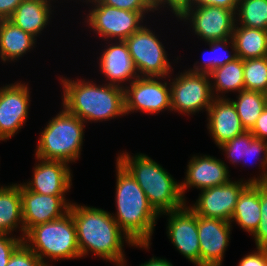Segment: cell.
Returning a JSON list of instances; mask_svg holds the SVG:
<instances>
[{
	"instance_id": "8992f818",
	"label": "cell",
	"mask_w": 267,
	"mask_h": 266,
	"mask_svg": "<svg viewBox=\"0 0 267 266\" xmlns=\"http://www.w3.org/2000/svg\"><path fill=\"white\" fill-rule=\"evenodd\" d=\"M23 242L45 266H52L47 260L81 259L76 227L70 212L59 219L32 227Z\"/></svg>"
},
{
	"instance_id": "60d3db41",
	"label": "cell",
	"mask_w": 267,
	"mask_h": 266,
	"mask_svg": "<svg viewBox=\"0 0 267 266\" xmlns=\"http://www.w3.org/2000/svg\"><path fill=\"white\" fill-rule=\"evenodd\" d=\"M139 266H173V264L166 258L153 256L148 261H145V263L139 264Z\"/></svg>"
},
{
	"instance_id": "f35d334b",
	"label": "cell",
	"mask_w": 267,
	"mask_h": 266,
	"mask_svg": "<svg viewBox=\"0 0 267 266\" xmlns=\"http://www.w3.org/2000/svg\"><path fill=\"white\" fill-rule=\"evenodd\" d=\"M249 131L255 138L267 142V106L263 109L261 115L257 118L255 124Z\"/></svg>"
},
{
	"instance_id": "83f0119b",
	"label": "cell",
	"mask_w": 267,
	"mask_h": 266,
	"mask_svg": "<svg viewBox=\"0 0 267 266\" xmlns=\"http://www.w3.org/2000/svg\"><path fill=\"white\" fill-rule=\"evenodd\" d=\"M206 45L209 46V49L202 53V62L196 61L193 67L187 70L193 73L210 74L214 69L238 58L232 38L214 40L207 42ZM205 55H208L209 58Z\"/></svg>"
},
{
	"instance_id": "8fae6325",
	"label": "cell",
	"mask_w": 267,
	"mask_h": 266,
	"mask_svg": "<svg viewBox=\"0 0 267 266\" xmlns=\"http://www.w3.org/2000/svg\"><path fill=\"white\" fill-rule=\"evenodd\" d=\"M177 20L189 24L194 35L205 44L214 40L232 38L236 23L235 12L222 7H188ZM187 22V23H185Z\"/></svg>"
},
{
	"instance_id": "d6a6232c",
	"label": "cell",
	"mask_w": 267,
	"mask_h": 266,
	"mask_svg": "<svg viewBox=\"0 0 267 266\" xmlns=\"http://www.w3.org/2000/svg\"><path fill=\"white\" fill-rule=\"evenodd\" d=\"M6 266H45L40 258L23 242L11 255Z\"/></svg>"
},
{
	"instance_id": "1f68e13d",
	"label": "cell",
	"mask_w": 267,
	"mask_h": 266,
	"mask_svg": "<svg viewBox=\"0 0 267 266\" xmlns=\"http://www.w3.org/2000/svg\"><path fill=\"white\" fill-rule=\"evenodd\" d=\"M260 210L259 226L251 236L254 237L256 248L267 249V183H260Z\"/></svg>"
},
{
	"instance_id": "f1b7e54d",
	"label": "cell",
	"mask_w": 267,
	"mask_h": 266,
	"mask_svg": "<svg viewBox=\"0 0 267 266\" xmlns=\"http://www.w3.org/2000/svg\"><path fill=\"white\" fill-rule=\"evenodd\" d=\"M235 105L242 126L249 131L267 106V94L258 91L242 90L236 99L229 98Z\"/></svg>"
},
{
	"instance_id": "6da1fadb",
	"label": "cell",
	"mask_w": 267,
	"mask_h": 266,
	"mask_svg": "<svg viewBox=\"0 0 267 266\" xmlns=\"http://www.w3.org/2000/svg\"><path fill=\"white\" fill-rule=\"evenodd\" d=\"M69 212L76 227L81 258L92 253L106 262L124 260V242L130 247L150 249L152 243H133L107 210L73 202Z\"/></svg>"
},
{
	"instance_id": "ba28073f",
	"label": "cell",
	"mask_w": 267,
	"mask_h": 266,
	"mask_svg": "<svg viewBox=\"0 0 267 266\" xmlns=\"http://www.w3.org/2000/svg\"><path fill=\"white\" fill-rule=\"evenodd\" d=\"M173 76H168L171 112H178L180 115L187 116L195 115L201 111L207 113L214 100L210 75L184 70Z\"/></svg>"
},
{
	"instance_id": "4316f807",
	"label": "cell",
	"mask_w": 267,
	"mask_h": 266,
	"mask_svg": "<svg viewBox=\"0 0 267 266\" xmlns=\"http://www.w3.org/2000/svg\"><path fill=\"white\" fill-rule=\"evenodd\" d=\"M237 56L243 60L267 56V31L235 24L232 33Z\"/></svg>"
},
{
	"instance_id": "30bf717a",
	"label": "cell",
	"mask_w": 267,
	"mask_h": 266,
	"mask_svg": "<svg viewBox=\"0 0 267 266\" xmlns=\"http://www.w3.org/2000/svg\"><path fill=\"white\" fill-rule=\"evenodd\" d=\"M168 77H138L124 88L125 112L154 115L171 112ZM163 81V82H162Z\"/></svg>"
},
{
	"instance_id": "ab89813d",
	"label": "cell",
	"mask_w": 267,
	"mask_h": 266,
	"mask_svg": "<svg viewBox=\"0 0 267 266\" xmlns=\"http://www.w3.org/2000/svg\"><path fill=\"white\" fill-rule=\"evenodd\" d=\"M23 0H0V20L9 19Z\"/></svg>"
},
{
	"instance_id": "b9f144b4",
	"label": "cell",
	"mask_w": 267,
	"mask_h": 266,
	"mask_svg": "<svg viewBox=\"0 0 267 266\" xmlns=\"http://www.w3.org/2000/svg\"><path fill=\"white\" fill-rule=\"evenodd\" d=\"M113 264L115 263L116 266H126L127 265V259L125 260H120V261H115L112 262Z\"/></svg>"
},
{
	"instance_id": "cb8c5ba5",
	"label": "cell",
	"mask_w": 267,
	"mask_h": 266,
	"mask_svg": "<svg viewBox=\"0 0 267 266\" xmlns=\"http://www.w3.org/2000/svg\"><path fill=\"white\" fill-rule=\"evenodd\" d=\"M17 229L24 239L21 183H12L0 188V234L13 235Z\"/></svg>"
},
{
	"instance_id": "8d00e7d4",
	"label": "cell",
	"mask_w": 267,
	"mask_h": 266,
	"mask_svg": "<svg viewBox=\"0 0 267 266\" xmlns=\"http://www.w3.org/2000/svg\"><path fill=\"white\" fill-rule=\"evenodd\" d=\"M256 249L241 258L237 266H267V249L258 247Z\"/></svg>"
},
{
	"instance_id": "ac0fdd59",
	"label": "cell",
	"mask_w": 267,
	"mask_h": 266,
	"mask_svg": "<svg viewBox=\"0 0 267 266\" xmlns=\"http://www.w3.org/2000/svg\"><path fill=\"white\" fill-rule=\"evenodd\" d=\"M229 173V167L220 158L206 154L193 155L188 161L185 178L181 181L184 199H187L185 192L187 189L189 191V188L204 190L229 182L231 180Z\"/></svg>"
},
{
	"instance_id": "484cf974",
	"label": "cell",
	"mask_w": 267,
	"mask_h": 266,
	"mask_svg": "<svg viewBox=\"0 0 267 266\" xmlns=\"http://www.w3.org/2000/svg\"><path fill=\"white\" fill-rule=\"evenodd\" d=\"M243 69L244 60L239 57L214 69L209 74L214 98H229L225 95L226 93L238 94L245 90Z\"/></svg>"
},
{
	"instance_id": "9a60e30c",
	"label": "cell",
	"mask_w": 267,
	"mask_h": 266,
	"mask_svg": "<svg viewBox=\"0 0 267 266\" xmlns=\"http://www.w3.org/2000/svg\"><path fill=\"white\" fill-rule=\"evenodd\" d=\"M22 216L25 234L34 226L61 218L73 202L65 196H52L30 191L21 183Z\"/></svg>"
},
{
	"instance_id": "5bb4252c",
	"label": "cell",
	"mask_w": 267,
	"mask_h": 266,
	"mask_svg": "<svg viewBox=\"0 0 267 266\" xmlns=\"http://www.w3.org/2000/svg\"><path fill=\"white\" fill-rule=\"evenodd\" d=\"M167 217V236L175 249L190 263L200 266V245L197 228V215L188 207V203L178 210L160 214Z\"/></svg>"
},
{
	"instance_id": "d4e9b609",
	"label": "cell",
	"mask_w": 267,
	"mask_h": 266,
	"mask_svg": "<svg viewBox=\"0 0 267 266\" xmlns=\"http://www.w3.org/2000/svg\"><path fill=\"white\" fill-rule=\"evenodd\" d=\"M260 219V183H250L240 194L230 223H236L244 232L252 235Z\"/></svg>"
},
{
	"instance_id": "7c38bea8",
	"label": "cell",
	"mask_w": 267,
	"mask_h": 266,
	"mask_svg": "<svg viewBox=\"0 0 267 266\" xmlns=\"http://www.w3.org/2000/svg\"><path fill=\"white\" fill-rule=\"evenodd\" d=\"M28 85L17 81L0 87V141L14 137L27 122L31 104Z\"/></svg>"
},
{
	"instance_id": "603a6c76",
	"label": "cell",
	"mask_w": 267,
	"mask_h": 266,
	"mask_svg": "<svg viewBox=\"0 0 267 266\" xmlns=\"http://www.w3.org/2000/svg\"><path fill=\"white\" fill-rule=\"evenodd\" d=\"M37 38L24 32L9 19L0 20V60L16 62L35 48Z\"/></svg>"
},
{
	"instance_id": "74e56055",
	"label": "cell",
	"mask_w": 267,
	"mask_h": 266,
	"mask_svg": "<svg viewBox=\"0 0 267 266\" xmlns=\"http://www.w3.org/2000/svg\"><path fill=\"white\" fill-rule=\"evenodd\" d=\"M238 2L239 0H188V7L207 5L226 8L236 13Z\"/></svg>"
},
{
	"instance_id": "e0dca14e",
	"label": "cell",
	"mask_w": 267,
	"mask_h": 266,
	"mask_svg": "<svg viewBox=\"0 0 267 266\" xmlns=\"http://www.w3.org/2000/svg\"><path fill=\"white\" fill-rule=\"evenodd\" d=\"M32 179L23 184L35 193L66 196L72 186L73 175L68 163L36 157Z\"/></svg>"
},
{
	"instance_id": "2e32d148",
	"label": "cell",
	"mask_w": 267,
	"mask_h": 266,
	"mask_svg": "<svg viewBox=\"0 0 267 266\" xmlns=\"http://www.w3.org/2000/svg\"><path fill=\"white\" fill-rule=\"evenodd\" d=\"M232 224L218 218L197 215L200 266H222L231 240Z\"/></svg>"
},
{
	"instance_id": "7a4b0ae2",
	"label": "cell",
	"mask_w": 267,
	"mask_h": 266,
	"mask_svg": "<svg viewBox=\"0 0 267 266\" xmlns=\"http://www.w3.org/2000/svg\"><path fill=\"white\" fill-rule=\"evenodd\" d=\"M62 106L85 123L109 121L125 116L124 88L89 79L60 77ZM87 80V81H86Z\"/></svg>"
},
{
	"instance_id": "4dcf8cb0",
	"label": "cell",
	"mask_w": 267,
	"mask_h": 266,
	"mask_svg": "<svg viewBox=\"0 0 267 266\" xmlns=\"http://www.w3.org/2000/svg\"><path fill=\"white\" fill-rule=\"evenodd\" d=\"M245 90L267 94V56L244 60Z\"/></svg>"
},
{
	"instance_id": "836d02e7",
	"label": "cell",
	"mask_w": 267,
	"mask_h": 266,
	"mask_svg": "<svg viewBox=\"0 0 267 266\" xmlns=\"http://www.w3.org/2000/svg\"><path fill=\"white\" fill-rule=\"evenodd\" d=\"M23 243L16 235L0 234V266H6L13 252Z\"/></svg>"
},
{
	"instance_id": "f546056e",
	"label": "cell",
	"mask_w": 267,
	"mask_h": 266,
	"mask_svg": "<svg viewBox=\"0 0 267 266\" xmlns=\"http://www.w3.org/2000/svg\"><path fill=\"white\" fill-rule=\"evenodd\" d=\"M236 23L267 31V0H239Z\"/></svg>"
},
{
	"instance_id": "d590c367",
	"label": "cell",
	"mask_w": 267,
	"mask_h": 266,
	"mask_svg": "<svg viewBox=\"0 0 267 266\" xmlns=\"http://www.w3.org/2000/svg\"><path fill=\"white\" fill-rule=\"evenodd\" d=\"M151 2L154 12L160 13L162 7H167L177 18L188 8V0H151Z\"/></svg>"
},
{
	"instance_id": "44dd1931",
	"label": "cell",
	"mask_w": 267,
	"mask_h": 266,
	"mask_svg": "<svg viewBox=\"0 0 267 266\" xmlns=\"http://www.w3.org/2000/svg\"><path fill=\"white\" fill-rule=\"evenodd\" d=\"M206 115L207 130L218 147L246 131L229 98H214Z\"/></svg>"
},
{
	"instance_id": "e575fe53",
	"label": "cell",
	"mask_w": 267,
	"mask_h": 266,
	"mask_svg": "<svg viewBox=\"0 0 267 266\" xmlns=\"http://www.w3.org/2000/svg\"><path fill=\"white\" fill-rule=\"evenodd\" d=\"M101 4L128 11H154L151 0H98Z\"/></svg>"
},
{
	"instance_id": "5b68a950",
	"label": "cell",
	"mask_w": 267,
	"mask_h": 266,
	"mask_svg": "<svg viewBox=\"0 0 267 266\" xmlns=\"http://www.w3.org/2000/svg\"><path fill=\"white\" fill-rule=\"evenodd\" d=\"M39 133L35 157L76 163L83 146L86 123L62 107Z\"/></svg>"
},
{
	"instance_id": "4fadbf2b",
	"label": "cell",
	"mask_w": 267,
	"mask_h": 266,
	"mask_svg": "<svg viewBox=\"0 0 267 266\" xmlns=\"http://www.w3.org/2000/svg\"><path fill=\"white\" fill-rule=\"evenodd\" d=\"M250 184L247 180H231L220 186L201 190L193 205L188 207L198 216L218 218L230 222L242 191Z\"/></svg>"
},
{
	"instance_id": "3957f363",
	"label": "cell",
	"mask_w": 267,
	"mask_h": 266,
	"mask_svg": "<svg viewBox=\"0 0 267 266\" xmlns=\"http://www.w3.org/2000/svg\"><path fill=\"white\" fill-rule=\"evenodd\" d=\"M116 213L112 217L133 243H151L160 215L129 171L116 159Z\"/></svg>"
},
{
	"instance_id": "7402d4cb",
	"label": "cell",
	"mask_w": 267,
	"mask_h": 266,
	"mask_svg": "<svg viewBox=\"0 0 267 266\" xmlns=\"http://www.w3.org/2000/svg\"><path fill=\"white\" fill-rule=\"evenodd\" d=\"M56 1L58 0H23L9 20L24 32L37 38L51 22V15H54L52 6Z\"/></svg>"
},
{
	"instance_id": "52a82bcc",
	"label": "cell",
	"mask_w": 267,
	"mask_h": 266,
	"mask_svg": "<svg viewBox=\"0 0 267 266\" xmlns=\"http://www.w3.org/2000/svg\"><path fill=\"white\" fill-rule=\"evenodd\" d=\"M84 2L90 7L83 23L104 41H125L145 25L146 14L154 13V11L123 10L101 4L98 0H83Z\"/></svg>"
},
{
	"instance_id": "d6986e66",
	"label": "cell",
	"mask_w": 267,
	"mask_h": 266,
	"mask_svg": "<svg viewBox=\"0 0 267 266\" xmlns=\"http://www.w3.org/2000/svg\"><path fill=\"white\" fill-rule=\"evenodd\" d=\"M107 42V46L101 50L99 58L97 57L100 74L106 78L107 84L125 88L140 77L139 73L125 41Z\"/></svg>"
},
{
	"instance_id": "ffe728a7",
	"label": "cell",
	"mask_w": 267,
	"mask_h": 266,
	"mask_svg": "<svg viewBox=\"0 0 267 266\" xmlns=\"http://www.w3.org/2000/svg\"><path fill=\"white\" fill-rule=\"evenodd\" d=\"M225 153L226 159L237 166L239 163L247 165V162L258 159L259 169L262 171L257 177L247 179L250 183H267V142L255 138L250 131L235 136L232 140L218 147ZM253 158V159H252ZM247 161V162H246ZM248 162V163H249ZM254 164V162H253Z\"/></svg>"
},
{
	"instance_id": "277c9868",
	"label": "cell",
	"mask_w": 267,
	"mask_h": 266,
	"mask_svg": "<svg viewBox=\"0 0 267 266\" xmlns=\"http://www.w3.org/2000/svg\"><path fill=\"white\" fill-rule=\"evenodd\" d=\"M116 159L131 173L144 191L149 204L160 215L178 210L187 204L181 192V182L145 153L130 155L122 151Z\"/></svg>"
},
{
	"instance_id": "9c48e42d",
	"label": "cell",
	"mask_w": 267,
	"mask_h": 266,
	"mask_svg": "<svg viewBox=\"0 0 267 266\" xmlns=\"http://www.w3.org/2000/svg\"><path fill=\"white\" fill-rule=\"evenodd\" d=\"M145 25L125 42L140 77H168L174 68L159 36Z\"/></svg>"
}]
</instances>
